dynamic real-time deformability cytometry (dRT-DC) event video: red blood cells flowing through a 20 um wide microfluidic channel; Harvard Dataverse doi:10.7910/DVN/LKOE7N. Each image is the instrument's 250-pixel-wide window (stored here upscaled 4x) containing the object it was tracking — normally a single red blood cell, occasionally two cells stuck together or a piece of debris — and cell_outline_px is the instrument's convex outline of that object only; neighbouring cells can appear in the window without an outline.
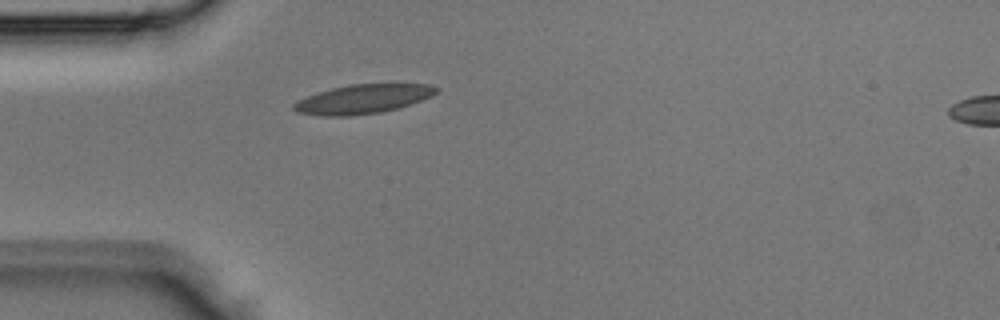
{"species": "Egyptian fruit bat (a non-hibernating species)", "species_latin": "Rousettus aegyptiacus", "temperature_condition": "room temperature", "stored_images_in_passage": 2, "segment_of_instrument_passage": [1, 2], "camera_frame_rate_fps": 3000, "um_per_image_px": 0.085, "animal": {"sex": "male"}, "frame": {"image": 1, "passage_image": 1, "time_ms": 0.0, "image_size_px": [1000, 320], "cell_outline_px": [[440, 88], [432, 96], [396, 108], [380, 112], [352, 116], [320, 116], [296, 112], [292, 108], [292, 104], [308, 96], [332, 88], [348, 84], [388, 80], [396, 80], [432, 84]], "centroid_in_image_um": [30.96, 8.34], "position_along_channel_um": 54.0, "area_um2": 25.32}}